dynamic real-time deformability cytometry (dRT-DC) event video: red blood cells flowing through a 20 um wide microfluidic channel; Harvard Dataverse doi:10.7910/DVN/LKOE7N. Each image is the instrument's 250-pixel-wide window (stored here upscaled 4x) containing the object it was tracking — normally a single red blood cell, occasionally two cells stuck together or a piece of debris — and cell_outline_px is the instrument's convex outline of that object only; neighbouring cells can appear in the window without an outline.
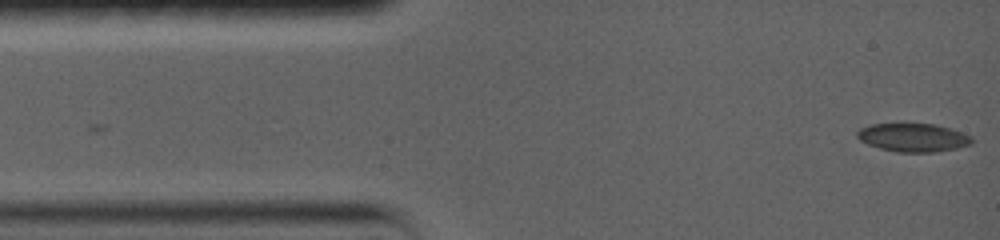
{"species": "common noctule bat (a hibernating species)", "species_latin": "Nyctalus noctula", "temperature_condition": "warm", "stored_images_in_passage": 25, "camera_frame_rate_fps": 5000, "um_per_image_px": 0.085, "animal": {"sex": "female", "body_mass_g": 19.0, "forearm_length_mm": 56.7}, "frame": {"image": 1, "passage_image": 1, "time_ms": 0.0, "image_size_px": [1000, 240], "cell_outline_px": [[972, 144], [956, 148], [936, 152], [896, 152], [880, 148], [868, 144], [860, 140], [856, 136], [856, 132], [860, 128], [872, 124], [904, 120], [936, 124], [952, 128], [972, 136]], "centroid_in_image_um": [77.6, 11.63], "position_along_channel_um": 7.4, "area_um2": 19.94}}
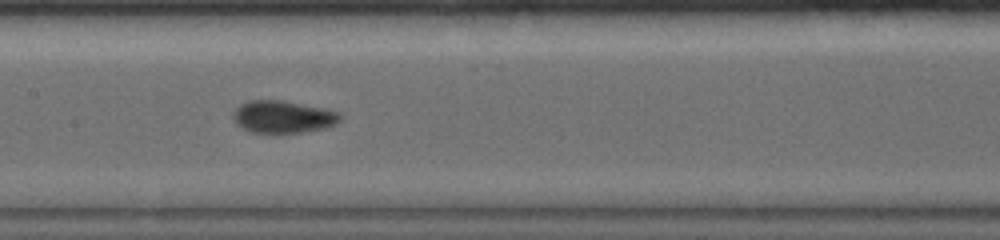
{"frame": {"image": 2, "passage_image": 11, "time_ms": 6.8, "image_size_px": [1000, 240], "cell_outline_px": [[344, 116], [336, 124], [324, 128], [276, 136], [248, 132], [236, 124], [232, 116], [232, 112], [240, 104], [248, 100], [284, 100], [324, 108], [340, 112]], "centroid_in_image_um": [24.03, 9.96], "position_along_channel_um": 183.4, "area_um2": 21.1}}
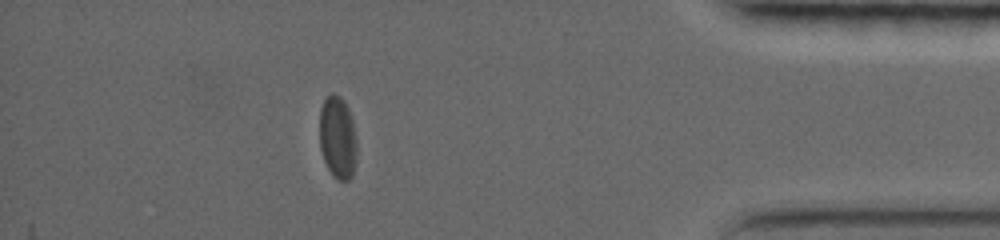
{"frame": {"image": 3, "passage_image": 22, "time_ms": 14.0, "image_size_px": [1000, 240], "cell_outline_px": [[356, 164], [352, 176], [348, 180], [336, 180], [332, 176], [324, 160], [320, 148], [320, 108], [324, 100], [332, 92], [340, 96], [344, 100], [348, 108], [352, 120], [356, 140]], "centroid_in_image_um": [28.7, 11.7], "position_along_channel_um": 406.5, "area_um2": 18.09}, "authors_computed_cell_mechanics": {"area_um2": 19.363, "velocity_mm_per_s": 3.6826, "shape_relaxation_time_tau1_ms": 3.9947, "shape_relaxation_time_tau2_ms": 0.8989, "deformation_change_tau1": 0.1003, "deformation_change_tau2": 0.037}}